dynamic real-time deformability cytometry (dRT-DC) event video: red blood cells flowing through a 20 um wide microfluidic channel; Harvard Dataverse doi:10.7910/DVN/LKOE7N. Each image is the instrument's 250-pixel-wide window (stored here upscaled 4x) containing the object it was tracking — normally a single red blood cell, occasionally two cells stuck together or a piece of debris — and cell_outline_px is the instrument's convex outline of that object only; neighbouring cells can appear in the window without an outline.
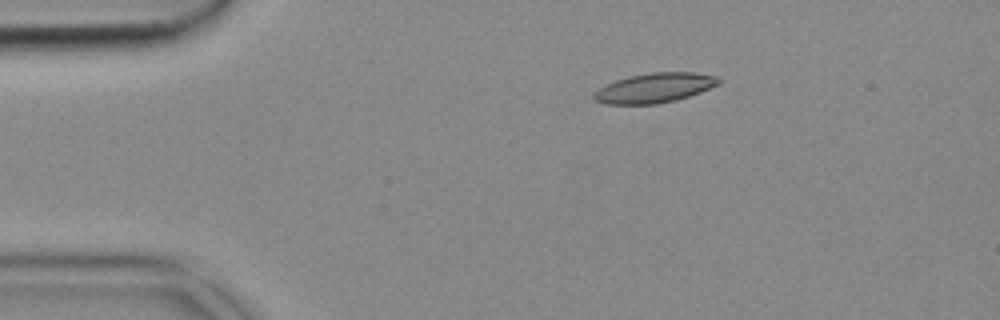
{"species": "common noctule bat (a hibernating species)", "species_latin": "Nyctalus noctula", "temperature_condition": "cold", "stored_images_in_passage": 45, "camera_frame_rate_fps": 3000, "um_per_image_px": 0.085, "animal": {"sex": "female", "body_mass_g": 18.4}, "frame": {"image": 1, "passage_image": 1, "time_ms": 0.0, "image_size_px": [1000, 320], "cell_outline_px": [[720, 84], [700, 92], [676, 100], [656, 104], [608, 104], [596, 100], [592, 96], [592, 92], [604, 84], [628, 76], [648, 72], [696, 72], [716, 76], [720, 80]], "centroid_in_image_um": [55.61, 7.46], "position_along_channel_um": 29.4, "area_um2": 21.73}}
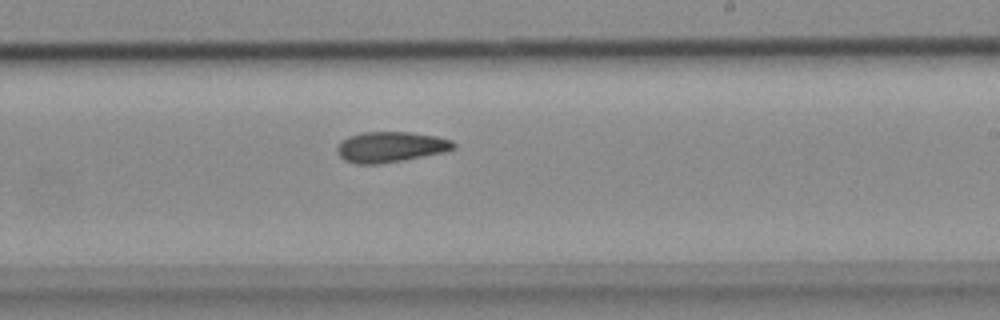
{"frame": {"image": 2, "passage_image": 23, "time_ms": 7.333, "image_size_px": [1000, 320], "cell_outline_px": [[456, 148], [444, 152], [380, 164], [356, 164], [344, 160], [336, 152], [336, 148], [340, 140], [348, 136], [364, 132], [408, 132], [436, 136], [452, 140], [456, 144]], "centroid_in_image_um": [33.17, 12.49], "position_along_channel_um": 255.8, "area_um2": 20.81}}
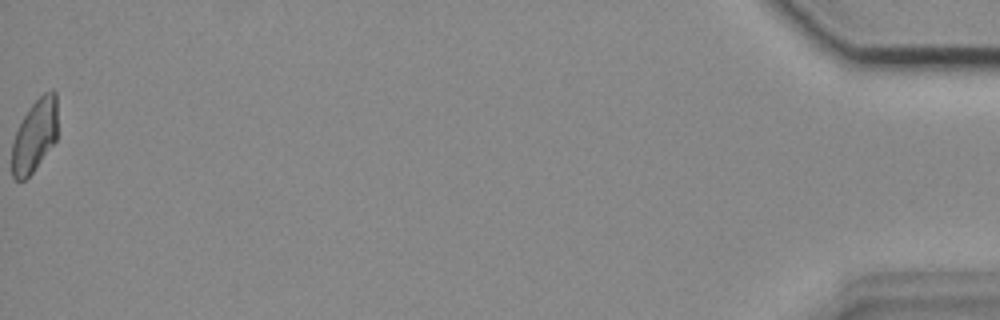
{"frame": {"image": 3, "passage_image": 45, "time_ms": 14.667, "image_size_px": [1000, 320], "cell_outline_px": [[56, 140], [32, 172], [24, 180], [16, 180], [12, 176], [12, 140], [28, 108], [44, 92], [52, 88], [56, 92]], "centroid_in_image_um": [2.93, 11.51], "position_along_channel_um": 432.3, "area_um2": 19.07}}